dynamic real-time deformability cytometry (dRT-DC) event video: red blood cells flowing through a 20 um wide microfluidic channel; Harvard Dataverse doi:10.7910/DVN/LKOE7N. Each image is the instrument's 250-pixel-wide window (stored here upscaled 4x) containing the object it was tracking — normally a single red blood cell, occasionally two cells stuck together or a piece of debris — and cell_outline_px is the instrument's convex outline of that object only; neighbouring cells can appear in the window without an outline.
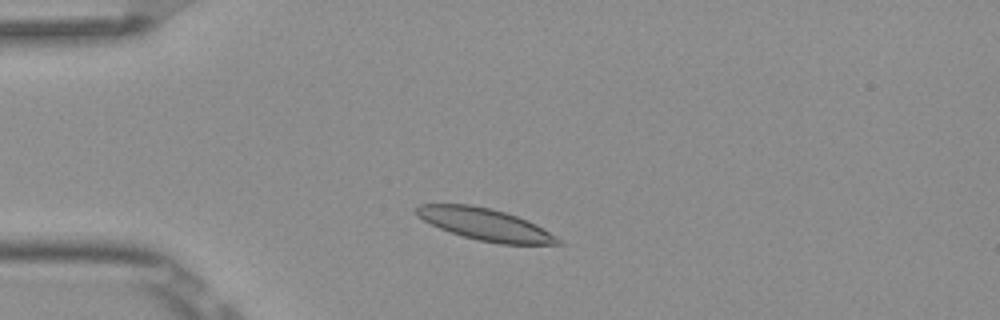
{"species": "Egyptian fruit bat (a non-hibernating species)", "species_latin": "Rousettus aegyptiacus", "temperature_condition": "room temperature", "stored_images_in_passage": 13, "camera_frame_rate_fps": 3000, "um_per_image_px": 0.085, "frame": {"image": 1, "passage_image": 2, "time_ms": 0.333, "image_size_px": [1000, 320], "cell_outline_px": [[564, 244], [500, 244], [480, 240], [464, 236], [440, 228], [424, 220], [416, 212], [416, 208], [420, 204], [472, 204], [492, 208], [528, 220], [536, 224], [560, 240]], "centroid_in_image_um": [41.25, 19.06], "position_along_channel_um": 43.7, "area_um2": 25.84}}
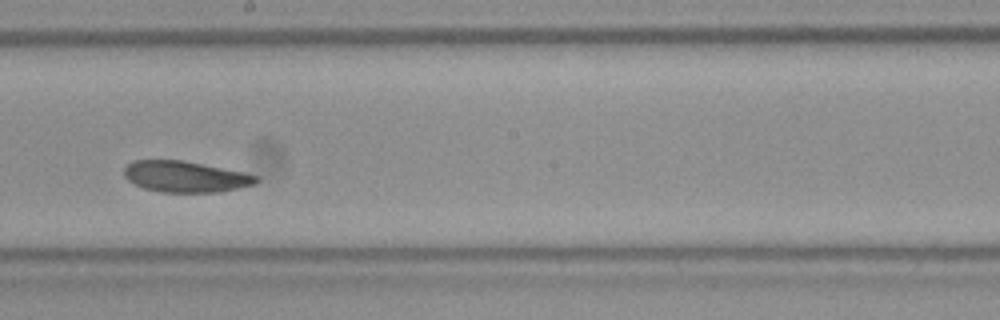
{"frame": {"image": 2, "passage_image": 7, "time_ms": 2.0, "image_size_px": [1000, 320], "cell_outline_px": [[260, 180], [256, 184], [240, 188], [220, 192], [160, 192], [144, 188], [128, 180], [124, 176], [124, 168], [132, 160], [184, 160], [244, 172], [260, 176]], "centroid_in_image_um": [15.8, 15.01], "position_along_channel_um": 232.4, "area_um2": 24.16}}
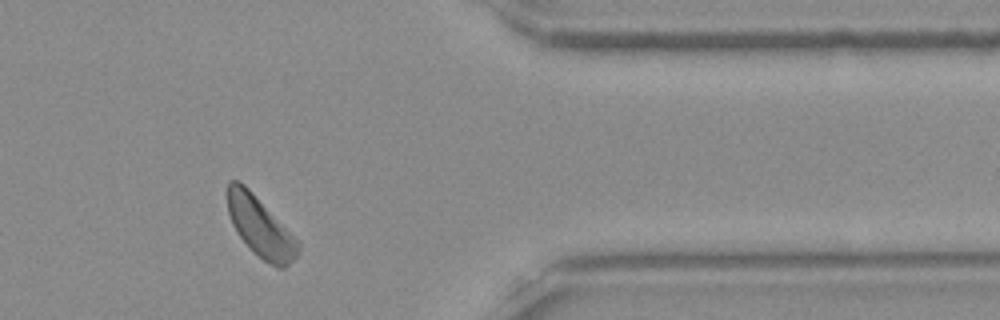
{"frame": {"image": 3, "passage_image": 11, "time_ms": 3.333, "image_size_px": [1000, 320], "cell_outline_px": [[300, 248], [296, 256], [284, 268], [276, 268], [252, 252], [240, 236], [232, 224], [228, 212], [228, 180], [240, 180], [300, 240]], "centroid_in_image_um": [22.15, 19.29], "position_along_channel_um": 389.2, "area_um2": 24.68}}